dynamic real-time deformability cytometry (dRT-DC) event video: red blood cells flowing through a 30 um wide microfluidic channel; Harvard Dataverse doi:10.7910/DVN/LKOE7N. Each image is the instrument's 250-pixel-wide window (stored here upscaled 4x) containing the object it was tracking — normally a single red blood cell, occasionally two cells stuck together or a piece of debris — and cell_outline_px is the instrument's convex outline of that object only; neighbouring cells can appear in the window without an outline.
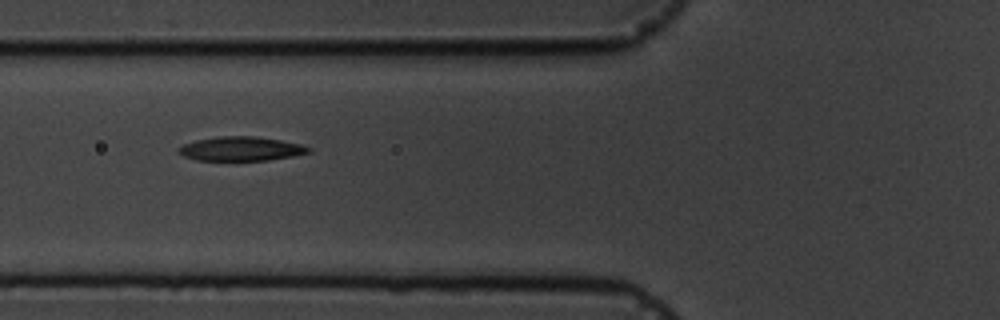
{"species": "common noctule bat (a hibernating species)", "species_latin": "Nyctalus noctula", "temperature_condition": "cold", "stored_images_in_passage": 11, "camera_frame_rate_fps": 3000, "um_per_image_px": 0.085, "animal": {"sex": "male", "body_mass_g": 19.5, "forearm_length_mm": 54.6}, "frame": {"image": 1, "passage_image": 7, "time_ms": 7.0, "image_size_px": [1000, 320], "cell_outline_px": [[312, 152], [292, 156], [268, 160], [196, 160], [184, 156], [176, 148], [184, 144], [196, 140], [220, 136], [256, 136], [280, 140], [300, 144], [312, 148]], "centroid_in_image_um": [20.5, 12.64], "position_along_channel_um": 105.3, "area_um2": 18.21}}
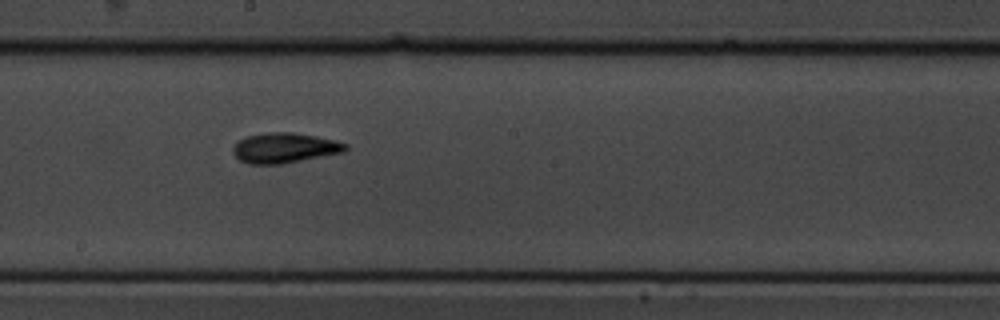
{"frame": {"image": 2, "passage_image": 10, "time_ms": 10.333, "image_size_px": [1000, 320], "cell_outline_px": [[348, 148], [344, 152], [280, 164], [248, 164], [240, 160], [232, 152], [232, 148], [244, 136], [268, 132], [292, 132], [316, 136], [336, 140], [348, 144]], "centroid_in_image_um": [24.19, 12.56], "position_along_channel_um": 224.0, "area_um2": 19.77}}
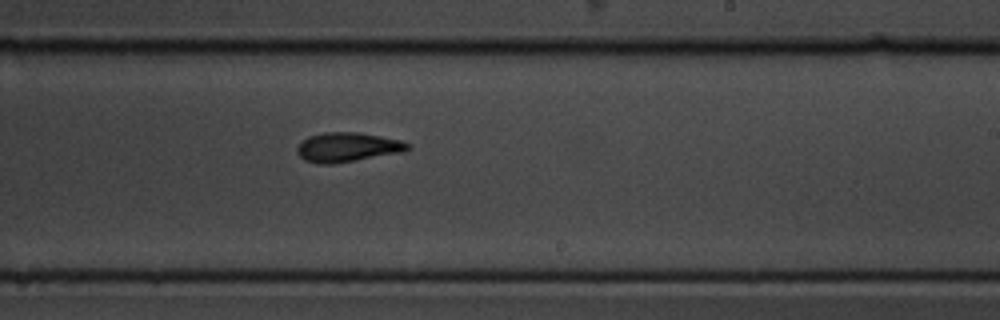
{"frame": {"image": 3, "passage_image": 11, "time_ms": 11.333, "image_size_px": [1000, 320], "cell_outline_px": [[412, 148], [404, 152], [332, 164], [320, 164], [304, 160], [296, 152], [296, 148], [300, 140], [308, 136], [324, 132], [360, 132], [400, 140], [408, 144]], "centroid_in_image_um": [29.5, 12.51], "position_along_channel_um": 259.5, "area_um2": 19.13}}